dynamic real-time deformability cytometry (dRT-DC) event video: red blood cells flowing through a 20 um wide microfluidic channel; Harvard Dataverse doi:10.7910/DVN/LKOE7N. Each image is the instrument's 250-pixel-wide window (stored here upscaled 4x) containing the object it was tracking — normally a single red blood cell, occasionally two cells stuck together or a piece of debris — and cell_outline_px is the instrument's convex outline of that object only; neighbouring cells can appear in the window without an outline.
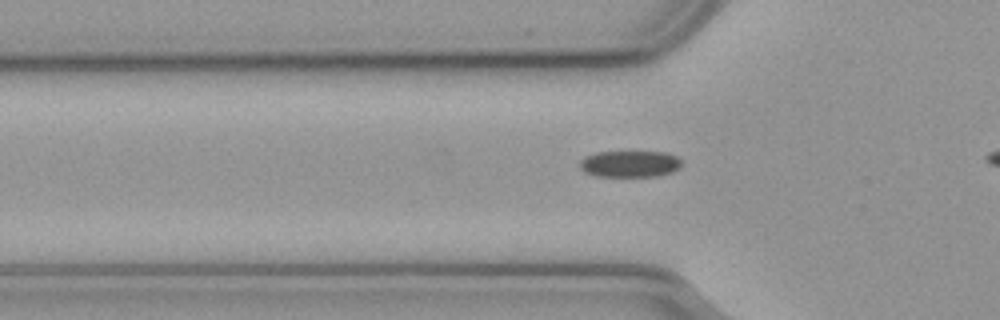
{"species": "common noctule bat (a hibernating species)", "species_latin": "Nyctalus noctula", "temperature_condition": "cold", "stored_images_in_passage": 30, "camera_frame_rate_fps": 3000, "um_per_image_px": 0.085, "animal": {"sex": "male", "body_mass_g": 23.1, "forearm_length_mm": 52.7}, "frame": {"image": 1, "passage_image": 3, "time_ms": 0.667, "image_size_px": [1000, 320], "cell_outline_px": [[680, 168], [672, 172], [656, 176], [596, 176], [584, 172], [580, 168], [580, 160], [584, 156], [596, 152], [664, 152], [676, 156], [680, 160]], "centroid_in_image_um": [53.5, 13.93], "position_along_channel_um": 72.3, "area_um2": 15.72}}
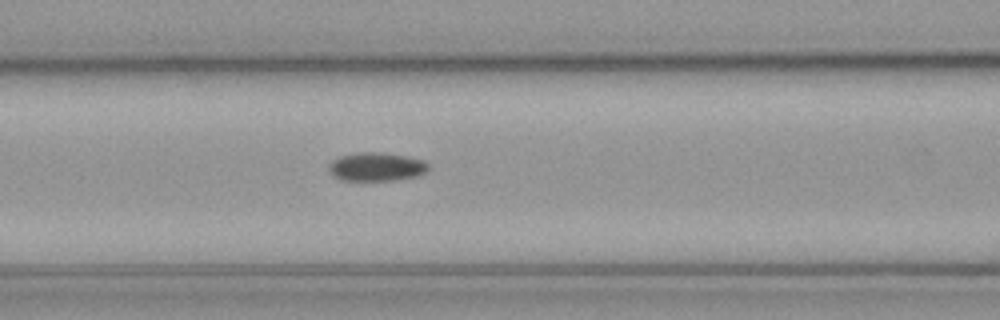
{"frame": {"image": 2, "passage_image": 8, "time_ms": 2.333, "image_size_px": [1000, 320], "cell_outline_px": [[428, 168], [424, 172], [416, 176], [392, 180], [340, 180], [332, 176], [328, 168], [328, 164], [332, 160], [340, 156], [364, 152], [376, 152], [404, 156], [420, 160], [428, 164]], "centroid_in_image_um": [31.91, 14.18], "position_along_channel_um": 134.7, "area_um2": 16.24}}
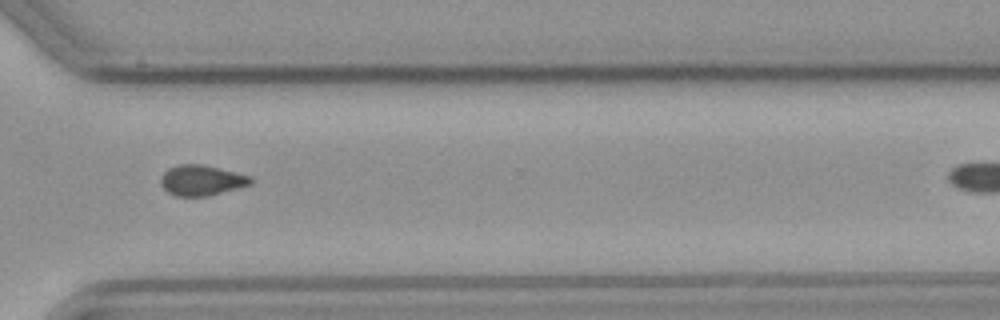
{"frame": {"image": 3, "passage_image": 26, "time_ms": 8.333, "image_size_px": [1000, 320], "cell_outline_px": [[252, 184], [208, 196], [176, 196], [168, 192], [160, 184], [160, 176], [168, 168], [180, 164], [200, 164], [252, 176]], "centroid_in_image_um": [17.11, 15.33], "position_along_channel_um": 353.5, "area_um2": 15.9}}